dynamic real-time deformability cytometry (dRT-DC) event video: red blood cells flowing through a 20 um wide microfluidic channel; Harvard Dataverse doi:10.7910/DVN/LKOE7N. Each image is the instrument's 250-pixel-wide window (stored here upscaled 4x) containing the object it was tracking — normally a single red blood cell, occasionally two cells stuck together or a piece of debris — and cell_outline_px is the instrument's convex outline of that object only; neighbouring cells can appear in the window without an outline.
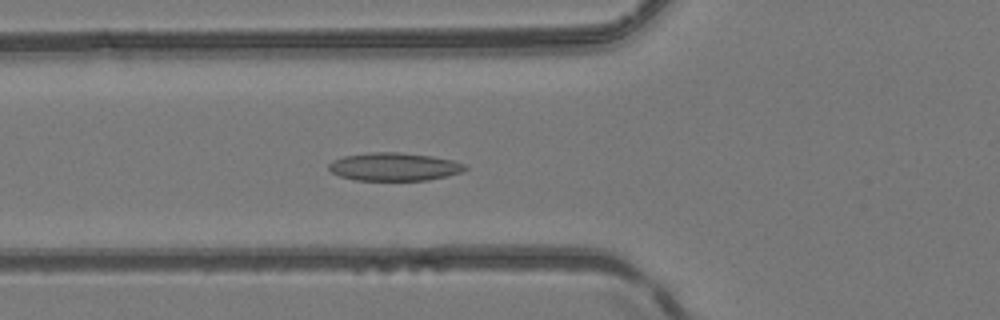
{"species": "common noctule bat (a hibernating species)", "species_latin": "Nyctalus noctula", "temperature_condition": "room temperature", "stored_images_in_passage": 38, "camera_frame_rate_fps": 3000, "um_per_image_px": 0.085, "animal": {"sex": "female", "body_mass_g": 24.6, "forearm_length_mm": 56.2}, "frame": {"image": 1, "passage_image": 6, "time_ms": 1.667, "image_size_px": [1000, 320], "cell_outline_px": [[468, 168], [460, 172], [448, 176], [428, 180], [356, 180], [340, 176], [332, 172], [328, 168], [328, 164], [332, 160], [344, 156], [372, 152], [400, 152], [432, 156], [452, 160], [464, 164]], "centroid_in_image_um": [33.5, 14.17], "position_along_channel_um": 92.3, "area_um2": 22.25}}
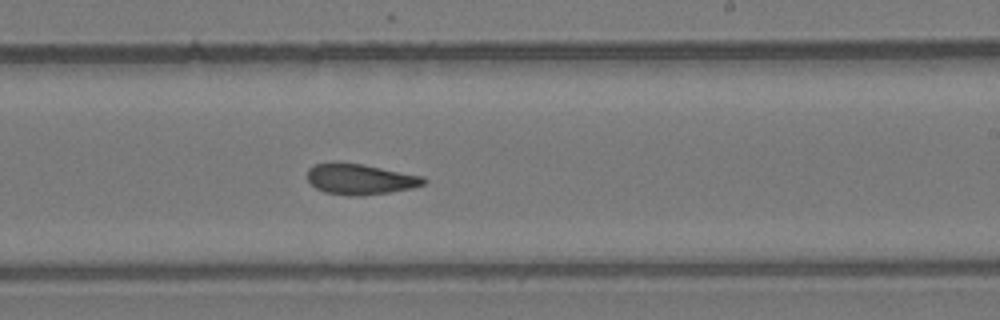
{"frame": {"image": 2, "passage_image": 18, "time_ms": 5.667, "image_size_px": [1000, 320], "cell_outline_px": [[428, 180], [424, 184], [412, 188], [364, 196], [348, 196], [324, 192], [316, 188], [308, 180], [308, 168], [316, 164], [332, 160], [336, 160], [360, 164], [424, 176]], "centroid_in_image_um": [30.59, 15.21], "position_along_channel_um": 258.4, "area_um2": 21.1}}
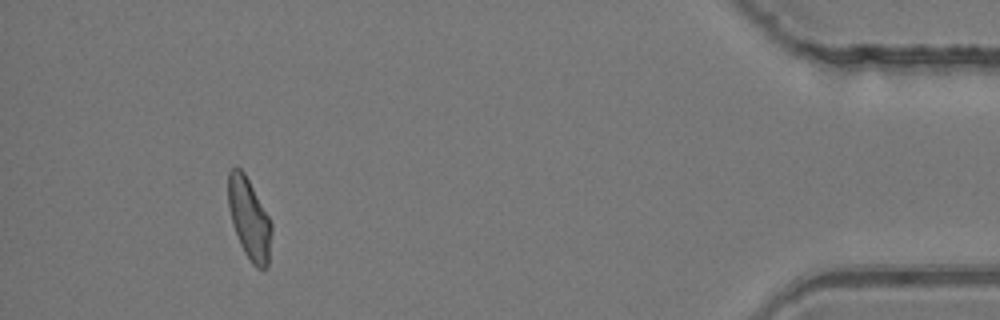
{"frame": {"image": 3, "passage_image": 34, "time_ms": 11.0, "image_size_px": [1000, 320], "cell_outline_px": [[272, 232], [268, 264], [264, 268], [256, 268], [252, 264], [244, 252], [240, 244], [232, 224], [228, 208], [228, 172], [236, 164], [244, 172], [268, 216], [272, 224]], "centroid_in_image_um": [21.16, 18.58], "position_along_channel_um": 414.0, "area_um2": 20.46}, "authors_computed_cell_mechanics": {"area_um2": 20.9236, "velocity_mm_per_s": 4.1383, "shape_relaxation_time_tau1_ms": null, "shape_relaxation_time_tau2_ms": 3.9287, "deformation_change_tau1": null, "deformation_change_tau2": 0.1156}}